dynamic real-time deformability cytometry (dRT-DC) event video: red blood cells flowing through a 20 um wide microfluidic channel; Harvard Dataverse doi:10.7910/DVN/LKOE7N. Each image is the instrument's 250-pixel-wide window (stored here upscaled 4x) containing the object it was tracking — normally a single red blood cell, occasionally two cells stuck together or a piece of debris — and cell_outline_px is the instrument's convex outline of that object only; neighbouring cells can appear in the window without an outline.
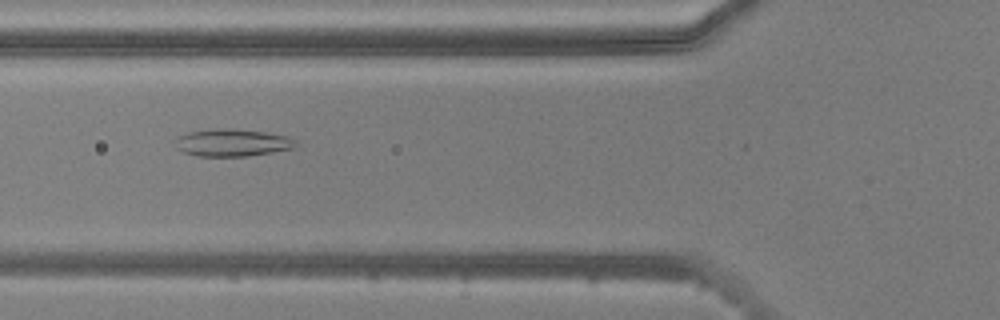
{"species": "common noctule bat (a hibernating species)", "species_latin": "Nyctalus noctula", "temperature_condition": "warm", "stored_images_in_passage": 52, "camera_frame_rate_fps": 3000, "um_per_image_px": 0.085, "animal": {"sex": "male", "body_mass_g": 20.5, "forearm_length_mm": 52.5}, "frame": {"image": 1, "passage_image": 18, "time_ms": 5.667, "image_size_px": [1000, 320], "cell_outline_px": [[296, 148], [248, 156], [196, 156], [184, 152], [176, 148], [176, 140], [180, 136], [188, 132], [216, 128], [232, 128], [264, 132], [288, 136], [296, 140]], "centroid_in_image_um": [19.77, 12.12], "position_along_channel_um": 106.0, "area_um2": 19.25}}
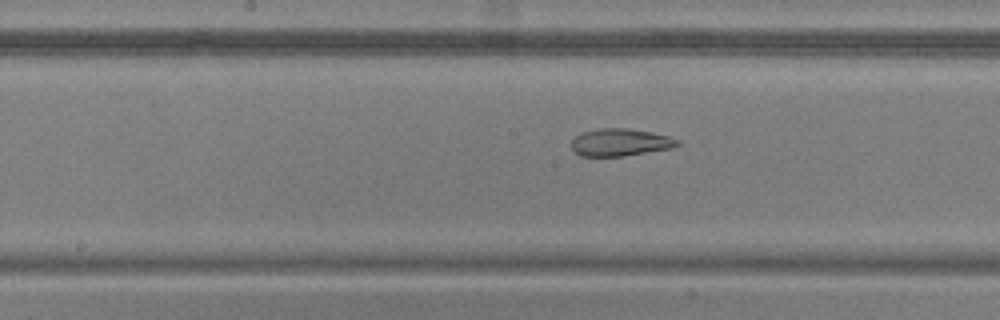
{"frame": {"image": 2, "passage_image": 25, "time_ms": 8.0, "image_size_px": [1000, 320], "cell_outline_px": [[684, 144], [672, 148], [624, 156], [580, 156], [572, 148], [572, 140], [576, 136], [584, 132], [600, 128], [628, 128], [652, 132], [672, 136], [680, 140]], "centroid_in_image_um": [52.81, 12.09], "position_along_channel_um": 195.4, "area_um2": 17.11}}
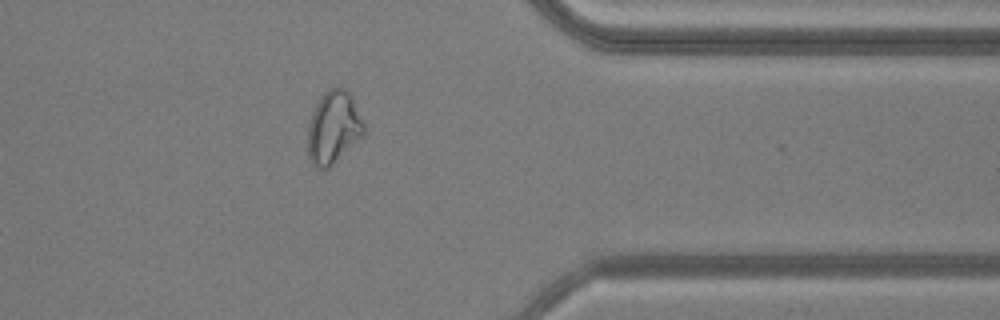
{"frame": {"image": 3, "passage_image": 41, "time_ms": 13.333, "image_size_px": [1000, 320], "cell_outline_px": [[364, 136], [328, 168], [316, 168], [312, 164], [308, 156], [308, 124], [312, 112], [320, 96], [328, 88], [344, 88], [352, 96], [364, 120]], "centroid_in_image_um": [28.36, 10.83], "position_along_channel_um": 383.0, "area_um2": 23.93}, "authors_computed_cell_mechanics": {"area_um2": 24.0448, "velocity_mm_per_s": 3.8009, "shape_relaxation_time_tau1_ms": null, "shape_relaxation_time_tau2_ms": 2.31, "deformation_change_tau1": null, "deformation_change_tau2": 0.0711}}